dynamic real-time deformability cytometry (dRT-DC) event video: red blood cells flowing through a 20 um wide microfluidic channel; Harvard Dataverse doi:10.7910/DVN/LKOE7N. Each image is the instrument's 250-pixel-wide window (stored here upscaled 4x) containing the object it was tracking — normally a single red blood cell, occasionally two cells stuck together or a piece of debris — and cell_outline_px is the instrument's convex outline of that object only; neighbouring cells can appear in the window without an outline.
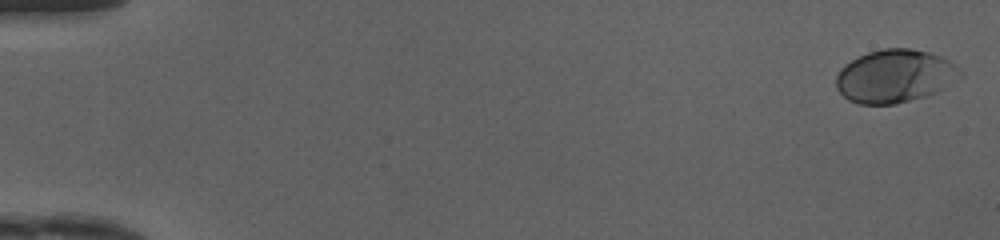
{"species": "human", "species_latin": "Homo sapiens", "temperature_condition": "cold", "stored_images_in_passage": 12, "camera_frame_rate_fps": 3000, "um_per_image_px": 0.085, "donor": {"sex": "female"}, "frame": {"image": 1, "passage_image": 1, "time_ms": 0.0, "image_size_px": [1000, 240], "cell_outline_px": [[964, 76], [936, 92], [924, 96], [896, 104], [860, 104], [848, 100], [836, 88], [836, 76], [840, 68], [852, 60], [868, 52], [884, 48], [908, 48], [928, 52], [940, 56], [948, 60], [964, 72]], "centroid_in_image_um": [76.07, 6.47], "position_along_channel_um": 8.9, "area_um2": 38.32}}